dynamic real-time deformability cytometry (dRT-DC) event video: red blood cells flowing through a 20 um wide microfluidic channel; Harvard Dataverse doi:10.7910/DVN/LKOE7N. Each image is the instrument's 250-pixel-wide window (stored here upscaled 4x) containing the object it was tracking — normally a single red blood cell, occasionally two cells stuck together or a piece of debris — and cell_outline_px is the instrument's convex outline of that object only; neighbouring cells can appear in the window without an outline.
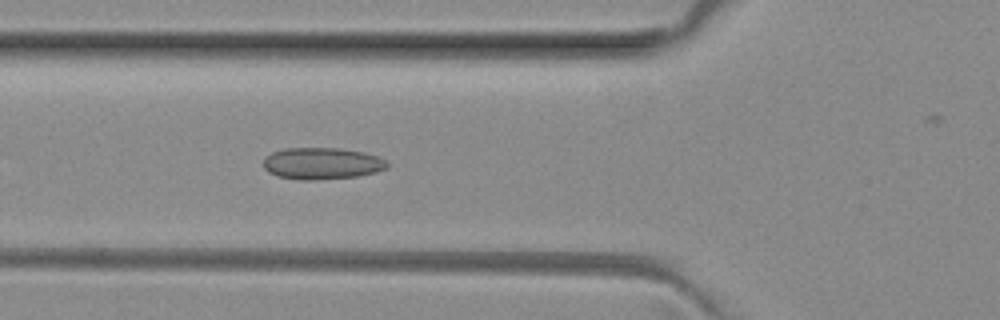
{"species": "common noctule bat (a hibernating species)", "species_latin": "Nyctalus noctula", "temperature_condition": "room temperature", "stored_images_in_passage": 51, "camera_frame_rate_fps": 3000, "um_per_image_px": 0.085, "animal": {"sex": "female", "body_mass_g": 29.2, "forearm_length_mm": 56.3}, "frame": {"image": 1, "passage_image": 18, "time_ms": 5.667, "image_size_px": [1000, 320], "cell_outline_px": [[388, 168], [376, 172], [356, 176], [312, 180], [300, 180], [276, 176], [268, 172], [264, 168], [264, 156], [272, 152], [284, 148], [340, 148], [364, 152], [376, 156], [384, 160], [388, 164]], "centroid_in_image_um": [27.33, 13.89], "position_along_channel_um": 98.5, "area_um2": 22.95}}
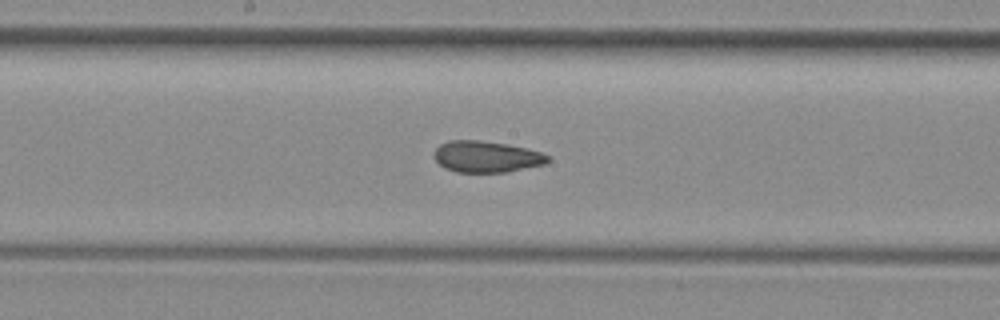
{"frame": {"image": 2, "passage_image": 26, "time_ms": 8.333, "image_size_px": [1000, 320], "cell_outline_px": [[548, 160], [544, 164], [508, 172], [456, 172], [444, 168], [432, 156], [436, 148], [440, 144], [452, 140], [480, 140], [504, 144], [524, 148], [540, 152], [548, 156]], "centroid_in_image_um": [41.29, 13.32], "position_along_channel_um": 206.9, "area_um2": 20.58}}
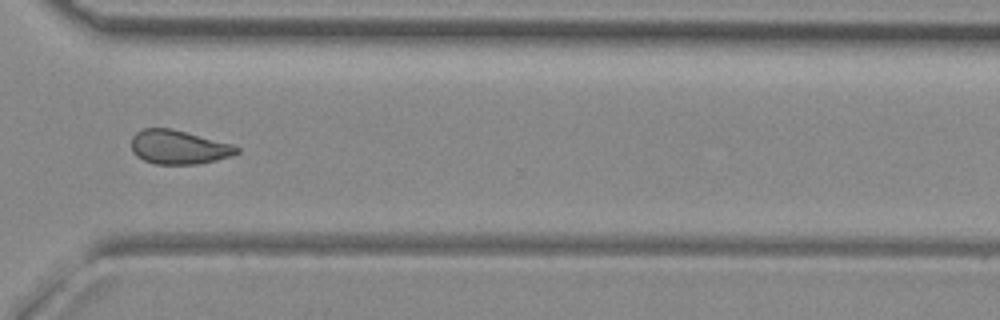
{"frame": {"image": 3, "passage_image": 37, "time_ms": 12.0, "image_size_px": [1000, 320], "cell_outline_px": [[240, 152], [232, 156], [216, 160], [196, 164], [156, 164], [144, 160], [136, 156], [132, 152], [132, 136], [136, 132], [144, 128], [172, 128], [232, 144], [240, 148]], "centroid_in_image_um": [15.19, 12.5], "position_along_channel_um": 355.4, "area_um2": 20.92}, "authors_computed_cell_mechanics": {"area_um2": 21.3282, "velocity_mm_per_s": 4.0507, "shape_relaxation_time_tau1_ms": null, "shape_relaxation_time_tau2_ms": 2.5739, "deformation_change_tau1": null, "deformation_change_tau2": 0.0906}}